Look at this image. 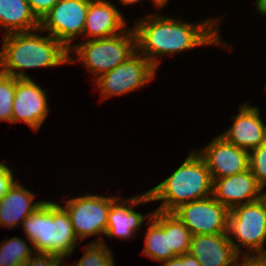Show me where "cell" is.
Instances as JSON below:
<instances>
[{"label": "cell", "mask_w": 266, "mask_h": 266, "mask_svg": "<svg viewBox=\"0 0 266 266\" xmlns=\"http://www.w3.org/2000/svg\"><path fill=\"white\" fill-rule=\"evenodd\" d=\"M252 151V152H251ZM249 152V169L261 189L266 185V142Z\"/></svg>", "instance_id": "obj_25"}, {"label": "cell", "mask_w": 266, "mask_h": 266, "mask_svg": "<svg viewBox=\"0 0 266 266\" xmlns=\"http://www.w3.org/2000/svg\"><path fill=\"white\" fill-rule=\"evenodd\" d=\"M120 200L116 198L111 203L105 235L109 238L117 236L122 239H129V237L131 238L139 230L140 226L142 227L144 222V216L141 213L135 212L132 208L140 203L145 204L151 202L152 198L146 192L129 199L127 198L124 201L122 199Z\"/></svg>", "instance_id": "obj_17"}, {"label": "cell", "mask_w": 266, "mask_h": 266, "mask_svg": "<svg viewBox=\"0 0 266 266\" xmlns=\"http://www.w3.org/2000/svg\"><path fill=\"white\" fill-rule=\"evenodd\" d=\"M70 54L72 52L49 34L40 36L31 31L11 33L3 36L0 71L17 79H30L23 70L74 62Z\"/></svg>", "instance_id": "obj_2"}, {"label": "cell", "mask_w": 266, "mask_h": 266, "mask_svg": "<svg viewBox=\"0 0 266 266\" xmlns=\"http://www.w3.org/2000/svg\"><path fill=\"white\" fill-rule=\"evenodd\" d=\"M182 266H202L201 263L189 253L182 255Z\"/></svg>", "instance_id": "obj_30"}, {"label": "cell", "mask_w": 266, "mask_h": 266, "mask_svg": "<svg viewBox=\"0 0 266 266\" xmlns=\"http://www.w3.org/2000/svg\"><path fill=\"white\" fill-rule=\"evenodd\" d=\"M198 154L204 159L213 180L249 169V151L233 145L222 135L213 139Z\"/></svg>", "instance_id": "obj_11"}, {"label": "cell", "mask_w": 266, "mask_h": 266, "mask_svg": "<svg viewBox=\"0 0 266 266\" xmlns=\"http://www.w3.org/2000/svg\"><path fill=\"white\" fill-rule=\"evenodd\" d=\"M239 108V114L233 117L232 127L220 135L233 145L249 151L266 142V125L259 117L258 107L246 102Z\"/></svg>", "instance_id": "obj_15"}, {"label": "cell", "mask_w": 266, "mask_h": 266, "mask_svg": "<svg viewBox=\"0 0 266 266\" xmlns=\"http://www.w3.org/2000/svg\"><path fill=\"white\" fill-rule=\"evenodd\" d=\"M237 266H266V257H243L242 262Z\"/></svg>", "instance_id": "obj_29"}, {"label": "cell", "mask_w": 266, "mask_h": 266, "mask_svg": "<svg viewBox=\"0 0 266 266\" xmlns=\"http://www.w3.org/2000/svg\"><path fill=\"white\" fill-rule=\"evenodd\" d=\"M155 72L156 68L136 51L114 69L100 75L95 83L104 100L144 86L154 78Z\"/></svg>", "instance_id": "obj_7"}, {"label": "cell", "mask_w": 266, "mask_h": 266, "mask_svg": "<svg viewBox=\"0 0 266 266\" xmlns=\"http://www.w3.org/2000/svg\"><path fill=\"white\" fill-rule=\"evenodd\" d=\"M229 209L213 196L180 205L172 213L194 235L228 233Z\"/></svg>", "instance_id": "obj_10"}, {"label": "cell", "mask_w": 266, "mask_h": 266, "mask_svg": "<svg viewBox=\"0 0 266 266\" xmlns=\"http://www.w3.org/2000/svg\"><path fill=\"white\" fill-rule=\"evenodd\" d=\"M260 192H262V189L257 184L256 178L250 169L213 180V198L229 210L239 205L260 200Z\"/></svg>", "instance_id": "obj_13"}, {"label": "cell", "mask_w": 266, "mask_h": 266, "mask_svg": "<svg viewBox=\"0 0 266 266\" xmlns=\"http://www.w3.org/2000/svg\"><path fill=\"white\" fill-rule=\"evenodd\" d=\"M163 230L168 234L169 248L176 256L188 253L192 234L172 212H163Z\"/></svg>", "instance_id": "obj_21"}, {"label": "cell", "mask_w": 266, "mask_h": 266, "mask_svg": "<svg viewBox=\"0 0 266 266\" xmlns=\"http://www.w3.org/2000/svg\"><path fill=\"white\" fill-rule=\"evenodd\" d=\"M150 219L145 236L143 254L155 261H166L176 255L169 248L168 234L163 230V212L155 210L146 216Z\"/></svg>", "instance_id": "obj_20"}, {"label": "cell", "mask_w": 266, "mask_h": 266, "mask_svg": "<svg viewBox=\"0 0 266 266\" xmlns=\"http://www.w3.org/2000/svg\"><path fill=\"white\" fill-rule=\"evenodd\" d=\"M104 242H91L78 263L72 266H115L112 252Z\"/></svg>", "instance_id": "obj_23"}, {"label": "cell", "mask_w": 266, "mask_h": 266, "mask_svg": "<svg viewBox=\"0 0 266 266\" xmlns=\"http://www.w3.org/2000/svg\"><path fill=\"white\" fill-rule=\"evenodd\" d=\"M22 266H65L62 263L64 258L56 255L35 253ZM64 264V265H63Z\"/></svg>", "instance_id": "obj_26"}, {"label": "cell", "mask_w": 266, "mask_h": 266, "mask_svg": "<svg viewBox=\"0 0 266 266\" xmlns=\"http://www.w3.org/2000/svg\"><path fill=\"white\" fill-rule=\"evenodd\" d=\"M156 6H158L159 8H162L166 5V3L168 2V0H151Z\"/></svg>", "instance_id": "obj_33"}, {"label": "cell", "mask_w": 266, "mask_h": 266, "mask_svg": "<svg viewBox=\"0 0 266 266\" xmlns=\"http://www.w3.org/2000/svg\"><path fill=\"white\" fill-rule=\"evenodd\" d=\"M31 10L41 20L59 0H27Z\"/></svg>", "instance_id": "obj_28"}, {"label": "cell", "mask_w": 266, "mask_h": 266, "mask_svg": "<svg viewBox=\"0 0 266 266\" xmlns=\"http://www.w3.org/2000/svg\"><path fill=\"white\" fill-rule=\"evenodd\" d=\"M161 266H182V255L163 261Z\"/></svg>", "instance_id": "obj_31"}, {"label": "cell", "mask_w": 266, "mask_h": 266, "mask_svg": "<svg viewBox=\"0 0 266 266\" xmlns=\"http://www.w3.org/2000/svg\"><path fill=\"white\" fill-rule=\"evenodd\" d=\"M256 6L259 13L266 15V0H256Z\"/></svg>", "instance_id": "obj_32"}, {"label": "cell", "mask_w": 266, "mask_h": 266, "mask_svg": "<svg viewBox=\"0 0 266 266\" xmlns=\"http://www.w3.org/2000/svg\"><path fill=\"white\" fill-rule=\"evenodd\" d=\"M230 234L236 237L237 243ZM228 235L235 251L239 254L241 246H246L243 257H266V204L260 199L249 204L232 208L228 215ZM241 245V246H240ZM253 252V254L250 253ZM256 252V253H255Z\"/></svg>", "instance_id": "obj_6"}, {"label": "cell", "mask_w": 266, "mask_h": 266, "mask_svg": "<svg viewBox=\"0 0 266 266\" xmlns=\"http://www.w3.org/2000/svg\"><path fill=\"white\" fill-rule=\"evenodd\" d=\"M0 26L11 33L38 31L40 20L27 0H0Z\"/></svg>", "instance_id": "obj_19"}, {"label": "cell", "mask_w": 266, "mask_h": 266, "mask_svg": "<svg viewBox=\"0 0 266 266\" xmlns=\"http://www.w3.org/2000/svg\"><path fill=\"white\" fill-rule=\"evenodd\" d=\"M214 20L190 24L158 15L143 17L134 27L137 51L157 69L158 56L173 55L203 45L220 43L225 46L217 32L218 22Z\"/></svg>", "instance_id": "obj_1"}, {"label": "cell", "mask_w": 266, "mask_h": 266, "mask_svg": "<svg viewBox=\"0 0 266 266\" xmlns=\"http://www.w3.org/2000/svg\"><path fill=\"white\" fill-rule=\"evenodd\" d=\"M48 107L45 90L32 79L16 81L12 123L21 121L28 124L34 131H38L48 115Z\"/></svg>", "instance_id": "obj_12"}, {"label": "cell", "mask_w": 266, "mask_h": 266, "mask_svg": "<svg viewBox=\"0 0 266 266\" xmlns=\"http://www.w3.org/2000/svg\"><path fill=\"white\" fill-rule=\"evenodd\" d=\"M18 79L0 71V122L12 123V108Z\"/></svg>", "instance_id": "obj_24"}, {"label": "cell", "mask_w": 266, "mask_h": 266, "mask_svg": "<svg viewBox=\"0 0 266 266\" xmlns=\"http://www.w3.org/2000/svg\"><path fill=\"white\" fill-rule=\"evenodd\" d=\"M119 1H121V3L127 5V4L136 3V2L141 1V0H119Z\"/></svg>", "instance_id": "obj_34"}, {"label": "cell", "mask_w": 266, "mask_h": 266, "mask_svg": "<svg viewBox=\"0 0 266 266\" xmlns=\"http://www.w3.org/2000/svg\"><path fill=\"white\" fill-rule=\"evenodd\" d=\"M147 192L152 201H162L156 210L173 212L182 204L212 196L213 179L204 159L193 151L167 179Z\"/></svg>", "instance_id": "obj_4"}, {"label": "cell", "mask_w": 266, "mask_h": 266, "mask_svg": "<svg viewBox=\"0 0 266 266\" xmlns=\"http://www.w3.org/2000/svg\"><path fill=\"white\" fill-rule=\"evenodd\" d=\"M90 1L59 0L40 20L38 31H49V35L70 50L71 41L83 34Z\"/></svg>", "instance_id": "obj_9"}, {"label": "cell", "mask_w": 266, "mask_h": 266, "mask_svg": "<svg viewBox=\"0 0 266 266\" xmlns=\"http://www.w3.org/2000/svg\"><path fill=\"white\" fill-rule=\"evenodd\" d=\"M261 199L265 202L266 204V192H261Z\"/></svg>", "instance_id": "obj_35"}, {"label": "cell", "mask_w": 266, "mask_h": 266, "mask_svg": "<svg viewBox=\"0 0 266 266\" xmlns=\"http://www.w3.org/2000/svg\"><path fill=\"white\" fill-rule=\"evenodd\" d=\"M125 24L124 17L115 5L106 0H91L83 34L88 35L86 40L108 38L124 32Z\"/></svg>", "instance_id": "obj_16"}, {"label": "cell", "mask_w": 266, "mask_h": 266, "mask_svg": "<svg viewBox=\"0 0 266 266\" xmlns=\"http://www.w3.org/2000/svg\"><path fill=\"white\" fill-rule=\"evenodd\" d=\"M21 225L35 253L65 258L77 247L78 238L70 215L59 203L45 201Z\"/></svg>", "instance_id": "obj_3"}, {"label": "cell", "mask_w": 266, "mask_h": 266, "mask_svg": "<svg viewBox=\"0 0 266 266\" xmlns=\"http://www.w3.org/2000/svg\"><path fill=\"white\" fill-rule=\"evenodd\" d=\"M188 253L202 266H237L240 259L228 233L194 235Z\"/></svg>", "instance_id": "obj_14"}, {"label": "cell", "mask_w": 266, "mask_h": 266, "mask_svg": "<svg viewBox=\"0 0 266 266\" xmlns=\"http://www.w3.org/2000/svg\"><path fill=\"white\" fill-rule=\"evenodd\" d=\"M116 198L103 195H86L66 201L64 208L70 215L76 237H80V241L88 236L98 235L99 239L95 242H103L100 233L104 235L106 233L108 212L111 203Z\"/></svg>", "instance_id": "obj_8"}, {"label": "cell", "mask_w": 266, "mask_h": 266, "mask_svg": "<svg viewBox=\"0 0 266 266\" xmlns=\"http://www.w3.org/2000/svg\"><path fill=\"white\" fill-rule=\"evenodd\" d=\"M15 182L12 170L0 162V198L9 191Z\"/></svg>", "instance_id": "obj_27"}, {"label": "cell", "mask_w": 266, "mask_h": 266, "mask_svg": "<svg viewBox=\"0 0 266 266\" xmlns=\"http://www.w3.org/2000/svg\"><path fill=\"white\" fill-rule=\"evenodd\" d=\"M71 51H75L76 58L98 78L137 51L136 34L131 28L112 37L85 40L82 44L73 45Z\"/></svg>", "instance_id": "obj_5"}, {"label": "cell", "mask_w": 266, "mask_h": 266, "mask_svg": "<svg viewBox=\"0 0 266 266\" xmlns=\"http://www.w3.org/2000/svg\"><path fill=\"white\" fill-rule=\"evenodd\" d=\"M25 240L19 237L10 238L0 245L2 266H22L34 253Z\"/></svg>", "instance_id": "obj_22"}, {"label": "cell", "mask_w": 266, "mask_h": 266, "mask_svg": "<svg viewBox=\"0 0 266 266\" xmlns=\"http://www.w3.org/2000/svg\"><path fill=\"white\" fill-rule=\"evenodd\" d=\"M35 195L15 182L9 191L0 198V226L13 228L35 212L45 201L33 202Z\"/></svg>", "instance_id": "obj_18"}]
</instances>
